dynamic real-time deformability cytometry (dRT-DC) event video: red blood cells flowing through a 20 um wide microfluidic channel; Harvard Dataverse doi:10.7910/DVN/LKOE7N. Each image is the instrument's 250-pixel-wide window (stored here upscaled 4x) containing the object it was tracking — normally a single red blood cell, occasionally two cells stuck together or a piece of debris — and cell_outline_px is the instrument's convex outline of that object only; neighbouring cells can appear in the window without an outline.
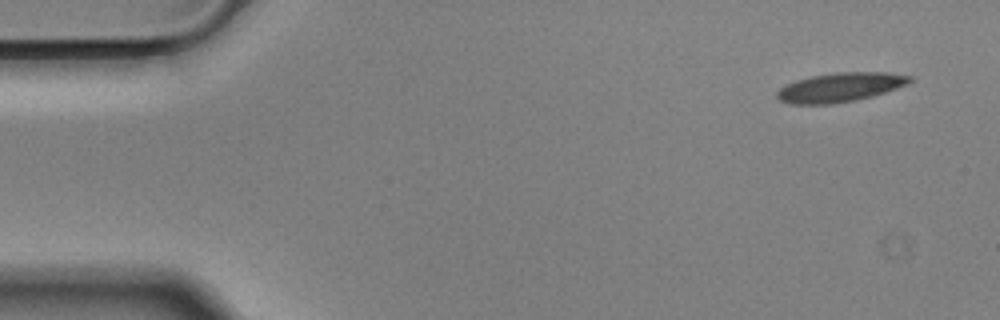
{"species": "Egyptian fruit bat (a non-hibernating species)", "species_latin": "Rousettus aegyptiacus", "temperature_condition": "cold", "stored_images_in_passage": 2, "camera_frame_rate_fps": 3000, "um_per_image_px": 0.085, "animal": {"sex": "male"}, "frame": {"image": 1, "passage_image": 1, "time_ms": 0.0, "image_size_px": [1000, 320], "cell_outline_px": [[912, 80], [908, 84], [884, 92], [856, 100], [832, 104], [792, 104], [780, 100], [776, 96], [776, 92], [780, 88], [796, 80], [812, 76], [836, 72], [888, 72], [912, 76]], "centroid_in_image_um": [71.42, 7.41], "position_along_channel_um": 13.6, "area_um2": 22.43}}